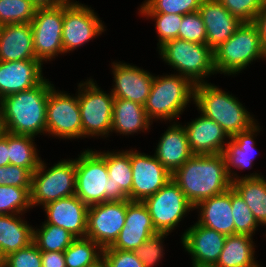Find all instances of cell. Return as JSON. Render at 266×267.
<instances>
[{"mask_svg":"<svg viewBox=\"0 0 266 267\" xmlns=\"http://www.w3.org/2000/svg\"><path fill=\"white\" fill-rule=\"evenodd\" d=\"M192 267H217L216 265H209V264H192Z\"/></svg>","mask_w":266,"mask_h":267,"instance_id":"52","label":"cell"},{"mask_svg":"<svg viewBox=\"0 0 266 267\" xmlns=\"http://www.w3.org/2000/svg\"><path fill=\"white\" fill-rule=\"evenodd\" d=\"M8 132L0 134V167L9 165Z\"/></svg>","mask_w":266,"mask_h":267,"instance_id":"49","label":"cell"},{"mask_svg":"<svg viewBox=\"0 0 266 267\" xmlns=\"http://www.w3.org/2000/svg\"><path fill=\"white\" fill-rule=\"evenodd\" d=\"M102 252L93 240L76 238L64 251L66 267H88L102 257Z\"/></svg>","mask_w":266,"mask_h":267,"instance_id":"33","label":"cell"},{"mask_svg":"<svg viewBox=\"0 0 266 267\" xmlns=\"http://www.w3.org/2000/svg\"><path fill=\"white\" fill-rule=\"evenodd\" d=\"M46 133L61 139L82 138L78 95L58 91L54 87L46 106Z\"/></svg>","mask_w":266,"mask_h":267,"instance_id":"11","label":"cell"},{"mask_svg":"<svg viewBox=\"0 0 266 267\" xmlns=\"http://www.w3.org/2000/svg\"><path fill=\"white\" fill-rule=\"evenodd\" d=\"M42 67L43 64L37 59L0 61V100L40 84L45 79Z\"/></svg>","mask_w":266,"mask_h":267,"instance_id":"20","label":"cell"},{"mask_svg":"<svg viewBox=\"0 0 266 267\" xmlns=\"http://www.w3.org/2000/svg\"><path fill=\"white\" fill-rule=\"evenodd\" d=\"M231 204L234 219V234L250 235L253 237L259 224L243 198L232 187Z\"/></svg>","mask_w":266,"mask_h":267,"instance_id":"37","label":"cell"},{"mask_svg":"<svg viewBox=\"0 0 266 267\" xmlns=\"http://www.w3.org/2000/svg\"><path fill=\"white\" fill-rule=\"evenodd\" d=\"M78 102L82 138L109 137L111 134L114 96L101 90L92 78L78 84ZM107 135V137H106Z\"/></svg>","mask_w":266,"mask_h":267,"instance_id":"8","label":"cell"},{"mask_svg":"<svg viewBox=\"0 0 266 267\" xmlns=\"http://www.w3.org/2000/svg\"><path fill=\"white\" fill-rule=\"evenodd\" d=\"M257 124L259 123H255L249 129L231 136L222 152L225 160L226 172L229 175L231 183L242 178H259L262 176L260 173H251L250 175L240 177L233 171V168L244 170L252 167L254 156H256L254 136H257L255 133L261 131L260 126Z\"/></svg>","mask_w":266,"mask_h":267,"instance_id":"18","label":"cell"},{"mask_svg":"<svg viewBox=\"0 0 266 267\" xmlns=\"http://www.w3.org/2000/svg\"><path fill=\"white\" fill-rule=\"evenodd\" d=\"M195 84L185 76L179 74H166L154 76L150 94L144 105L148 118L153 122L173 121L180 117L194 101Z\"/></svg>","mask_w":266,"mask_h":267,"instance_id":"4","label":"cell"},{"mask_svg":"<svg viewBox=\"0 0 266 267\" xmlns=\"http://www.w3.org/2000/svg\"><path fill=\"white\" fill-rule=\"evenodd\" d=\"M142 17H149L155 21L156 33L158 34V48L165 42L178 38L179 28L183 15L164 13H140Z\"/></svg>","mask_w":266,"mask_h":267,"instance_id":"38","label":"cell"},{"mask_svg":"<svg viewBox=\"0 0 266 267\" xmlns=\"http://www.w3.org/2000/svg\"><path fill=\"white\" fill-rule=\"evenodd\" d=\"M262 4H266V0H260Z\"/></svg>","mask_w":266,"mask_h":267,"instance_id":"54","label":"cell"},{"mask_svg":"<svg viewBox=\"0 0 266 267\" xmlns=\"http://www.w3.org/2000/svg\"><path fill=\"white\" fill-rule=\"evenodd\" d=\"M102 257L108 267H145L134 251L103 249Z\"/></svg>","mask_w":266,"mask_h":267,"instance_id":"46","label":"cell"},{"mask_svg":"<svg viewBox=\"0 0 266 267\" xmlns=\"http://www.w3.org/2000/svg\"><path fill=\"white\" fill-rule=\"evenodd\" d=\"M172 179L193 207L232 187L222 154L192 155L172 174Z\"/></svg>","mask_w":266,"mask_h":267,"instance_id":"2","label":"cell"},{"mask_svg":"<svg viewBox=\"0 0 266 267\" xmlns=\"http://www.w3.org/2000/svg\"><path fill=\"white\" fill-rule=\"evenodd\" d=\"M193 103L201 114L219 124L230 137L258 122L238 98L208 82L195 85Z\"/></svg>","mask_w":266,"mask_h":267,"instance_id":"3","label":"cell"},{"mask_svg":"<svg viewBox=\"0 0 266 267\" xmlns=\"http://www.w3.org/2000/svg\"><path fill=\"white\" fill-rule=\"evenodd\" d=\"M196 209L200 210L198 224L226 236L234 234L231 188L225 193L201 201L194 207Z\"/></svg>","mask_w":266,"mask_h":267,"instance_id":"25","label":"cell"},{"mask_svg":"<svg viewBox=\"0 0 266 267\" xmlns=\"http://www.w3.org/2000/svg\"><path fill=\"white\" fill-rule=\"evenodd\" d=\"M42 267H66L64 252L41 251Z\"/></svg>","mask_w":266,"mask_h":267,"instance_id":"47","label":"cell"},{"mask_svg":"<svg viewBox=\"0 0 266 267\" xmlns=\"http://www.w3.org/2000/svg\"><path fill=\"white\" fill-rule=\"evenodd\" d=\"M253 267H261L258 263L256 265H254Z\"/></svg>","mask_w":266,"mask_h":267,"instance_id":"55","label":"cell"},{"mask_svg":"<svg viewBox=\"0 0 266 267\" xmlns=\"http://www.w3.org/2000/svg\"><path fill=\"white\" fill-rule=\"evenodd\" d=\"M187 124L183 127L193 155L222 154L228 143L226 138H231L219 124L203 114Z\"/></svg>","mask_w":266,"mask_h":267,"instance_id":"21","label":"cell"},{"mask_svg":"<svg viewBox=\"0 0 266 267\" xmlns=\"http://www.w3.org/2000/svg\"><path fill=\"white\" fill-rule=\"evenodd\" d=\"M36 59L31 23L0 26V61Z\"/></svg>","mask_w":266,"mask_h":267,"instance_id":"24","label":"cell"},{"mask_svg":"<svg viewBox=\"0 0 266 267\" xmlns=\"http://www.w3.org/2000/svg\"><path fill=\"white\" fill-rule=\"evenodd\" d=\"M153 122L143 105L131 100L114 98L111 132L132 135L150 129Z\"/></svg>","mask_w":266,"mask_h":267,"instance_id":"27","label":"cell"},{"mask_svg":"<svg viewBox=\"0 0 266 267\" xmlns=\"http://www.w3.org/2000/svg\"><path fill=\"white\" fill-rule=\"evenodd\" d=\"M127 200L91 205L87 211L86 238L102 249L110 247L125 225Z\"/></svg>","mask_w":266,"mask_h":267,"instance_id":"14","label":"cell"},{"mask_svg":"<svg viewBox=\"0 0 266 267\" xmlns=\"http://www.w3.org/2000/svg\"><path fill=\"white\" fill-rule=\"evenodd\" d=\"M46 168V164L41 160L38 169L32 174L30 189L32 208L75 195V159H63Z\"/></svg>","mask_w":266,"mask_h":267,"instance_id":"7","label":"cell"},{"mask_svg":"<svg viewBox=\"0 0 266 267\" xmlns=\"http://www.w3.org/2000/svg\"><path fill=\"white\" fill-rule=\"evenodd\" d=\"M178 38L199 44H206V29L198 11L183 15Z\"/></svg>","mask_w":266,"mask_h":267,"instance_id":"41","label":"cell"},{"mask_svg":"<svg viewBox=\"0 0 266 267\" xmlns=\"http://www.w3.org/2000/svg\"><path fill=\"white\" fill-rule=\"evenodd\" d=\"M168 235V233L154 234L134 251L145 267H154L160 263L165 254L163 239Z\"/></svg>","mask_w":266,"mask_h":267,"instance_id":"39","label":"cell"},{"mask_svg":"<svg viewBox=\"0 0 266 267\" xmlns=\"http://www.w3.org/2000/svg\"><path fill=\"white\" fill-rule=\"evenodd\" d=\"M132 201H143L172 179V174L151 155L130 149Z\"/></svg>","mask_w":266,"mask_h":267,"instance_id":"15","label":"cell"},{"mask_svg":"<svg viewBox=\"0 0 266 267\" xmlns=\"http://www.w3.org/2000/svg\"><path fill=\"white\" fill-rule=\"evenodd\" d=\"M114 78L111 93L114 98H121L145 105L150 94L154 76L147 70L127 63L113 62Z\"/></svg>","mask_w":266,"mask_h":267,"instance_id":"16","label":"cell"},{"mask_svg":"<svg viewBox=\"0 0 266 267\" xmlns=\"http://www.w3.org/2000/svg\"><path fill=\"white\" fill-rule=\"evenodd\" d=\"M255 245L250 235L233 234L226 238L224 247L216 263L217 267H253Z\"/></svg>","mask_w":266,"mask_h":267,"instance_id":"29","label":"cell"},{"mask_svg":"<svg viewBox=\"0 0 266 267\" xmlns=\"http://www.w3.org/2000/svg\"><path fill=\"white\" fill-rule=\"evenodd\" d=\"M0 267H42L41 250L32 242L4 257L0 261Z\"/></svg>","mask_w":266,"mask_h":267,"instance_id":"40","label":"cell"},{"mask_svg":"<svg viewBox=\"0 0 266 267\" xmlns=\"http://www.w3.org/2000/svg\"><path fill=\"white\" fill-rule=\"evenodd\" d=\"M158 233H171L182 218L194 210L178 184L171 179L155 194L142 201Z\"/></svg>","mask_w":266,"mask_h":267,"instance_id":"10","label":"cell"},{"mask_svg":"<svg viewBox=\"0 0 266 267\" xmlns=\"http://www.w3.org/2000/svg\"><path fill=\"white\" fill-rule=\"evenodd\" d=\"M253 23L258 29L261 45L266 52V4H263Z\"/></svg>","mask_w":266,"mask_h":267,"instance_id":"48","label":"cell"},{"mask_svg":"<svg viewBox=\"0 0 266 267\" xmlns=\"http://www.w3.org/2000/svg\"><path fill=\"white\" fill-rule=\"evenodd\" d=\"M53 88L54 85L49 79H44L31 89L1 99L0 116L3 131L34 137L46 134V106Z\"/></svg>","mask_w":266,"mask_h":267,"instance_id":"1","label":"cell"},{"mask_svg":"<svg viewBox=\"0 0 266 267\" xmlns=\"http://www.w3.org/2000/svg\"><path fill=\"white\" fill-rule=\"evenodd\" d=\"M159 55L179 75L190 79L195 85L207 82L205 77L216 74L214 53L207 44H199L176 38L159 48Z\"/></svg>","mask_w":266,"mask_h":267,"instance_id":"6","label":"cell"},{"mask_svg":"<svg viewBox=\"0 0 266 267\" xmlns=\"http://www.w3.org/2000/svg\"><path fill=\"white\" fill-rule=\"evenodd\" d=\"M227 236L197 222L182 234L181 243L192 257V264L216 265Z\"/></svg>","mask_w":266,"mask_h":267,"instance_id":"17","label":"cell"},{"mask_svg":"<svg viewBox=\"0 0 266 267\" xmlns=\"http://www.w3.org/2000/svg\"><path fill=\"white\" fill-rule=\"evenodd\" d=\"M202 0H145L139 13H164L185 15L197 12Z\"/></svg>","mask_w":266,"mask_h":267,"instance_id":"36","label":"cell"},{"mask_svg":"<svg viewBox=\"0 0 266 267\" xmlns=\"http://www.w3.org/2000/svg\"><path fill=\"white\" fill-rule=\"evenodd\" d=\"M206 29V44L214 50L242 24L218 0H202L198 10Z\"/></svg>","mask_w":266,"mask_h":267,"instance_id":"22","label":"cell"},{"mask_svg":"<svg viewBox=\"0 0 266 267\" xmlns=\"http://www.w3.org/2000/svg\"><path fill=\"white\" fill-rule=\"evenodd\" d=\"M110 181V201L129 199L132 201V168L130 163V150L105 151Z\"/></svg>","mask_w":266,"mask_h":267,"instance_id":"26","label":"cell"},{"mask_svg":"<svg viewBox=\"0 0 266 267\" xmlns=\"http://www.w3.org/2000/svg\"><path fill=\"white\" fill-rule=\"evenodd\" d=\"M34 136L8 133V153L11 165L28 169L32 174L38 169L41 157L38 156Z\"/></svg>","mask_w":266,"mask_h":267,"instance_id":"31","label":"cell"},{"mask_svg":"<svg viewBox=\"0 0 266 267\" xmlns=\"http://www.w3.org/2000/svg\"><path fill=\"white\" fill-rule=\"evenodd\" d=\"M157 233L156 230L129 229L124 225L115 242L110 247L104 249L135 251L141 244Z\"/></svg>","mask_w":266,"mask_h":267,"instance_id":"42","label":"cell"},{"mask_svg":"<svg viewBox=\"0 0 266 267\" xmlns=\"http://www.w3.org/2000/svg\"><path fill=\"white\" fill-rule=\"evenodd\" d=\"M76 239L68 230L49 223L33 228V242L41 251L64 252Z\"/></svg>","mask_w":266,"mask_h":267,"instance_id":"32","label":"cell"},{"mask_svg":"<svg viewBox=\"0 0 266 267\" xmlns=\"http://www.w3.org/2000/svg\"><path fill=\"white\" fill-rule=\"evenodd\" d=\"M172 122L157 144L154 156L173 174L192 155L187 134L182 125Z\"/></svg>","mask_w":266,"mask_h":267,"instance_id":"23","label":"cell"},{"mask_svg":"<svg viewBox=\"0 0 266 267\" xmlns=\"http://www.w3.org/2000/svg\"><path fill=\"white\" fill-rule=\"evenodd\" d=\"M125 225L135 230H156L151 216L141 201H130L127 199V210Z\"/></svg>","mask_w":266,"mask_h":267,"instance_id":"43","label":"cell"},{"mask_svg":"<svg viewBox=\"0 0 266 267\" xmlns=\"http://www.w3.org/2000/svg\"><path fill=\"white\" fill-rule=\"evenodd\" d=\"M30 189L17 186H0V215L24 214L25 211L32 208Z\"/></svg>","mask_w":266,"mask_h":267,"instance_id":"35","label":"cell"},{"mask_svg":"<svg viewBox=\"0 0 266 267\" xmlns=\"http://www.w3.org/2000/svg\"><path fill=\"white\" fill-rule=\"evenodd\" d=\"M23 214L0 215V261L33 242V228Z\"/></svg>","mask_w":266,"mask_h":267,"instance_id":"28","label":"cell"},{"mask_svg":"<svg viewBox=\"0 0 266 267\" xmlns=\"http://www.w3.org/2000/svg\"><path fill=\"white\" fill-rule=\"evenodd\" d=\"M235 18L250 23L259 13L263 4L260 0H218Z\"/></svg>","mask_w":266,"mask_h":267,"instance_id":"44","label":"cell"},{"mask_svg":"<svg viewBox=\"0 0 266 267\" xmlns=\"http://www.w3.org/2000/svg\"><path fill=\"white\" fill-rule=\"evenodd\" d=\"M38 8L56 7L70 3L72 0H31Z\"/></svg>","mask_w":266,"mask_h":267,"instance_id":"50","label":"cell"},{"mask_svg":"<svg viewBox=\"0 0 266 267\" xmlns=\"http://www.w3.org/2000/svg\"><path fill=\"white\" fill-rule=\"evenodd\" d=\"M88 267H108L105 259L101 257L99 260H97L94 264L88 266Z\"/></svg>","mask_w":266,"mask_h":267,"instance_id":"51","label":"cell"},{"mask_svg":"<svg viewBox=\"0 0 266 267\" xmlns=\"http://www.w3.org/2000/svg\"><path fill=\"white\" fill-rule=\"evenodd\" d=\"M88 5L71 1L64 4L62 46L64 53L75 50L106 31L102 20Z\"/></svg>","mask_w":266,"mask_h":267,"instance_id":"13","label":"cell"},{"mask_svg":"<svg viewBox=\"0 0 266 267\" xmlns=\"http://www.w3.org/2000/svg\"><path fill=\"white\" fill-rule=\"evenodd\" d=\"M32 173L21 166L6 165L0 167V186L31 188Z\"/></svg>","mask_w":266,"mask_h":267,"instance_id":"45","label":"cell"},{"mask_svg":"<svg viewBox=\"0 0 266 267\" xmlns=\"http://www.w3.org/2000/svg\"><path fill=\"white\" fill-rule=\"evenodd\" d=\"M75 164V195L88 207L110 201V181L105 152L87 148L75 159Z\"/></svg>","mask_w":266,"mask_h":267,"instance_id":"9","label":"cell"},{"mask_svg":"<svg viewBox=\"0 0 266 267\" xmlns=\"http://www.w3.org/2000/svg\"><path fill=\"white\" fill-rule=\"evenodd\" d=\"M3 132V126H2V121H1V116H0V134Z\"/></svg>","mask_w":266,"mask_h":267,"instance_id":"53","label":"cell"},{"mask_svg":"<svg viewBox=\"0 0 266 267\" xmlns=\"http://www.w3.org/2000/svg\"><path fill=\"white\" fill-rule=\"evenodd\" d=\"M216 74L236 75L253 61L266 60L259 32L253 22L242 23L236 32L213 50Z\"/></svg>","mask_w":266,"mask_h":267,"instance_id":"5","label":"cell"},{"mask_svg":"<svg viewBox=\"0 0 266 267\" xmlns=\"http://www.w3.org/2000/svg\"><path fill=\"white\" fill-rule=\"evenodd\" d=\"M232 188L243 198L259 225H266V179L242 178Z\"/></svg>","mask_w":266,"mask_h":267,"instance_id":"30","label":"cell"},{"mask_svg":"<svg viewBox=\"0 0 266 267\" xmlns=\"http://www.w3.org/2000/svg\"><path fill=\"white\" fill-rule=\"evenodd\" d=\"M37 9L31 0H0V26L31 23Z\"/></svg>","mask_w":266,"mask_h":267,"instance_id":"34","label":"cell"},{"mask_svg":"<svg viewBox=\"0 0 266 267\" xmlns=\"http://www.w3.org/2000/svg\"><path fill=\"white\" fill-rule=\"evenodd\" d=\"M49 223L68 230L76 238H86L88 206L76 195L43 206Z\"/></svg>","mask_w":266,"mask_h":267,"instance_id":"19","label":"cell"},{"mask_svg":"<svg viewBox=\"0 0 266 267\" xmlns=\"http://www.w3.org/2000/svg\"><path fill=\"white\" fill-rule=\"evenodd\" d=\"M63 19L64 5H61L38 8L31 21L35 56L42 64L52 61L58 54H64L62 46Z\"/></svg>","mask_w":266,"mask_h":267,"instance_id":"12","label":"cell"}]
</instances>
